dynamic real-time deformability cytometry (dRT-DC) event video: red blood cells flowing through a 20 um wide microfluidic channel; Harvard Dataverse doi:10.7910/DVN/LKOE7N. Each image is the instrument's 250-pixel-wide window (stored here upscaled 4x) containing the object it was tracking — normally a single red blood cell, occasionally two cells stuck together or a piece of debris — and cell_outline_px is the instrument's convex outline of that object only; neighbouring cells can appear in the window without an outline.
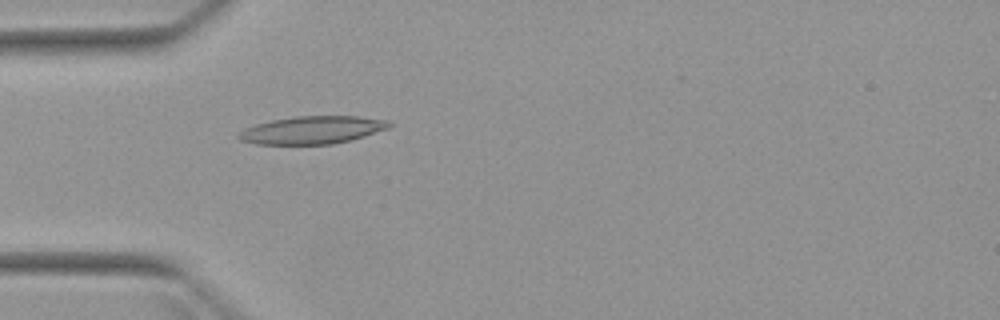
{"species": "Egyptian fruit bat (a non-hibernating species)", "species_latin": "Rousettus aegyptiacus", "temperature_condition": "warm", "stored_images_in_passage": 4, "camera_frame_rate_fps": 3000, "um_per_image_px": 0.085, "animal": {"sex": "female"}, "frame": {"image": 1, "passage_image": 4, "time_ms": 4.667, "image_size_px": [1000, 320], "cell_outline_px": [[392, 124], [388, 128], [352, 140], [332, 144], [256, 144], [240, 140], [236, 136], [244, 128], [256, 124], [272, 120], [292, 116], [360, 116], [388, 120]], "centroid_in_image_um": [26.54, 11.04], "position_along_channel_um": 58.5, "area_um2": 24.39}}